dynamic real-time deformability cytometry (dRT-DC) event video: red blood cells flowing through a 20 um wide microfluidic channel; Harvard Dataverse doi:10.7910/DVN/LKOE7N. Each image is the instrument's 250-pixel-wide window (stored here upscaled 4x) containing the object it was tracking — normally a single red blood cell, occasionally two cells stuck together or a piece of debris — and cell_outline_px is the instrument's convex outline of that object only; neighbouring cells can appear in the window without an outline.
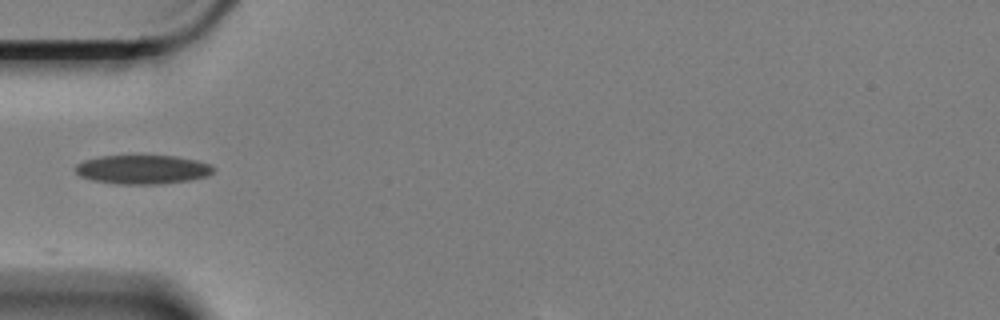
{"species": "Egyptian fruit bat (a non-hibernating species)", "species_latin": "Rousettus aegyptiacus", "temperature_condition": "cold", "stored_images_in_passage": 4, "camera_frame_rate_fps": 3000, "um_per_image_px": 0.085, "animal": {"sex": "female"}, "frame": {"image": 1, "passage_image": 1, "time_ms": 0.0, "image_size_px": [1000, 320], "cell_outline_px": [[216, 168], [208, 176], [188, 180], [156, 184], [116, 184], [92, 180], [80, 176], [76, 172], [76, 164], [84, 160], [100, 156], [176, 156], [196, 160], [212, 164]], "centroid_in_image_um": [12.13, 14.4], "position_along_channel_um": 72.9, "area_um2": 23.29}}